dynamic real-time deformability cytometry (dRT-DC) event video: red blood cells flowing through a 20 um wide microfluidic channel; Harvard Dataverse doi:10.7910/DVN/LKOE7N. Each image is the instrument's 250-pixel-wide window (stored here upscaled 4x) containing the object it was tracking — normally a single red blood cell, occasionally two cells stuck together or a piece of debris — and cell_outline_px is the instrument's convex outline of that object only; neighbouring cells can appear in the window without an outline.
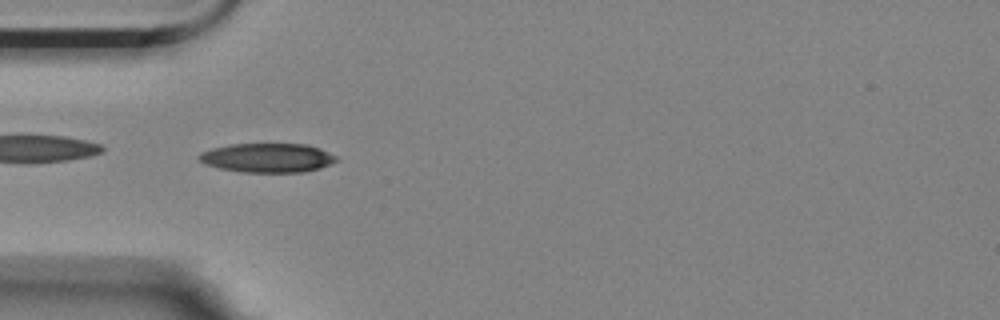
{"species": "Egyptian fruit bat (a non-hibernating species)", "species_latin": "Rousettus aegyptiacus", "temperature_condition": "room temperature", "stored_images_in_passage": 1, "camera_frame_rate_fps": 3000, "um_per_image_px": 0.085, "animal": {"sex": "female"}, "frame": {"image": 1, "passage_image": 1, "time_ms": 0.0, "image_size_px": [1000, 320], "cell_outline_px": [[340, 160], [320, 168], [304, 172], [240, 172], [220, 168], [204, 164], [196, 156], [200, 152], [212, 148], [232, 144], [308, 144], [320, 148], [336, 156]], "centroid_in_image_um": [22.74, 13.41], "position_along_channel_um": 62.3, "area_um2": 23.47}}